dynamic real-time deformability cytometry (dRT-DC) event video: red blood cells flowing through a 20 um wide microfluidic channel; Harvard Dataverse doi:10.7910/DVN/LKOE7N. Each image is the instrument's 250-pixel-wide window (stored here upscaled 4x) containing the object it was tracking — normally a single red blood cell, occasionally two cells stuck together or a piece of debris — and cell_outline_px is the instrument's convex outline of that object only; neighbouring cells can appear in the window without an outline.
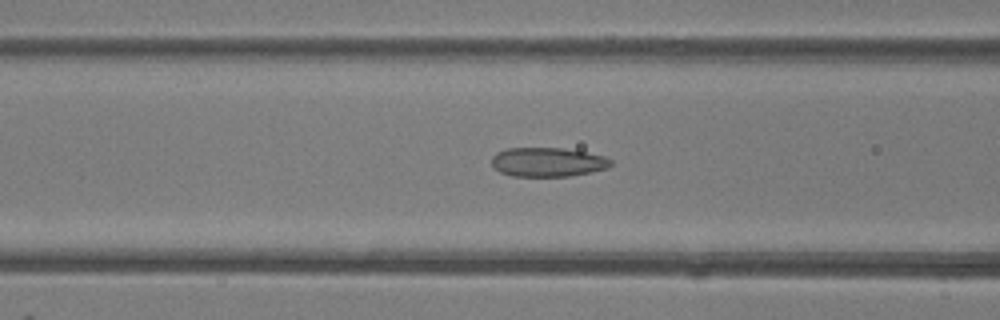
{"species": "common noctule bat (a hibernating species)", "species_latin": "Nyctalus noctula", "temperature_condition": "room temperature", "stored_images_in_passage": 40, "camera_frame_rate_fps": 3000, "um_per_image_px": 0.085, "animal": {"sex": "female"}, "frame": {"image": 1, "passage_image": 19, "time_ms": 6.0, "image_size_px": [1000, 320], "cell_outline_px": [[612, 164], [608, 168], [568, 176], [512, 176], [500, 172], [492, 164], [492, 156], [496, 152], [508, 148], [564, 148], [604, 156], [612, 160]], "centroid_in_image_um": [46.54, 13.77], "position_along_channel_um": 120.1, "area_um2": 20.11}}
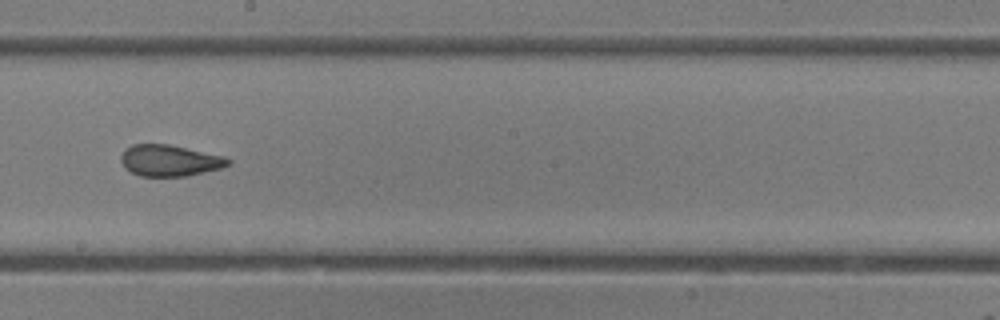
{"frame": {"image": 2, "passage_image": 27, "time_ms": 8.667, "image_size_px": [1000, 320], "cell_outline_px": [[232, 164], [220, 168], [188, 176], [140, 176], [124, 168], [120, 160], [120, 156], [124, 148], [132, 144], [168, 144], [224, 156], [232, 160]], "centroid_in_image_um": [14.4, 13.64], "position_along_channel_um": 233.8, "area_um2": 19.71}}
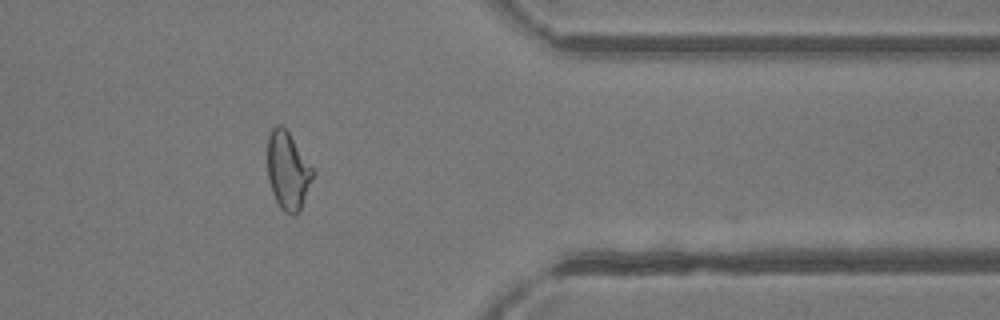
{"frame": {"image": 3, "passage_image": 39, "time_ms": 12.667, "image_size_px": [1000, 320], "cell_outline_px": [[316, 172], [300, 212], [296, 216], [292, 216], [284, 212], [280, 208], [272, 192], [268, 176], [268, 136], [272, 128], [276, 124], [284, 124]], "centroid_in_image_um": [24.5, 14.51], "position_along_channel_um": 386.9, "area_um2": 21.1}}